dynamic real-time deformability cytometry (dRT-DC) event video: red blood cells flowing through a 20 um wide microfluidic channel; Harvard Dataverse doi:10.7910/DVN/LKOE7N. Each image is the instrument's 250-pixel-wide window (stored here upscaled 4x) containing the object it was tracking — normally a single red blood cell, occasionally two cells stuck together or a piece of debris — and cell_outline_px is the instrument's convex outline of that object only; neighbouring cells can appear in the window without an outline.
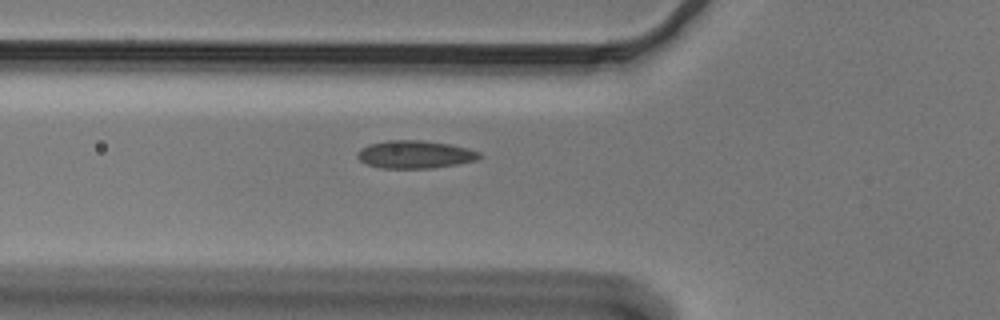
{"species": "Egyptian fruit bat (a non-hibernating species)", "species_latin": "Rousettus aegyptiacus", "temperature_condition": "cold", "stored_images_in_passage": 37, "camera_frame_rate_fps": 3000, "um_per_image_px": 0.085, "animal": {"sex": "male"}, "frame": {"image": 1, "passage_image": 2, "time_ms": 0.333, "image_size_px": [1000, 320], "cell_outline_px": [[484, 156], [476, 160], [456, 164], [432, 168], [380, 168], [368, 164], [360, 160], [356, 156], [356, 152], [360, 148], [368, 144], [388, 140], [420, 140], [448, 144], [468, 148], [480, 152]], "centroid_in_image_um": [35.26, 13.12], "position_along_channel_um": 90.5, "area_um2": 19.83}}
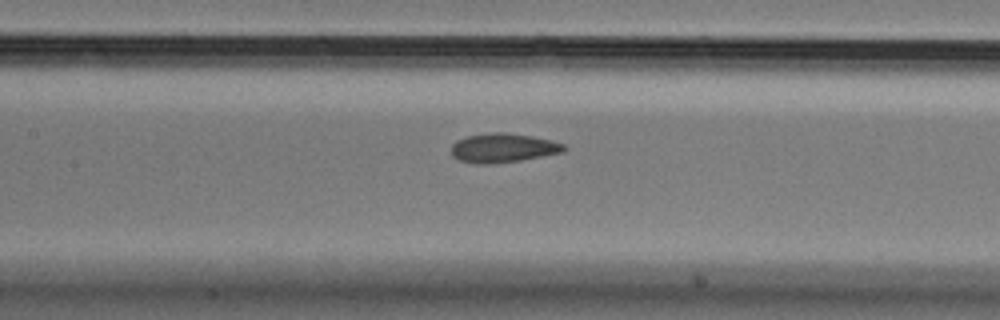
{"frame": {"image": 2, "passage_image": 8, "time_ms": 2.333, "image_size_px": [1000, 320], "cell_outline_px": [[568, 148], [564, 152], [520, 160], [492, 164], [476, 164], [456, 160], [452, 156], [452, 144], [456, 140], [468, 136], [488, 132], [504, 132], [532, 136], [552, 140], [564, 144]], "centroid_in_image_um": [42.75, 12.57], "position_along_channel_um": 164.7, "area_um2": 19.36}}
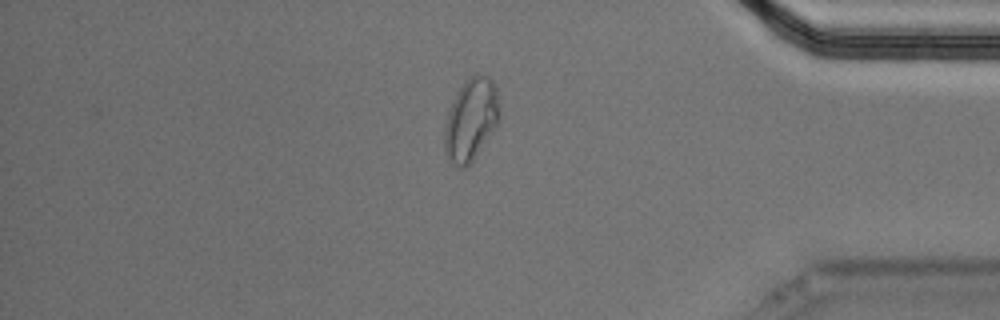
{"frame": {"image": 3, "passage_image": 29, "time_ms": 9.333, "image_size_px": [1000, 320], "cell_outline_px": [[500, 120], [472, 160], [464, 168], [460, 168], [448, 164], [444, 152], [444, 128], [448, 112], [456, 92], [468, 76], [476, 72], [488, 76], [492, 80], [496, 88], [500, 112]], "centroid_in_image_um": [40.0, 10.15], "position_along_channel_um": 395.2, "area_um2": 26.7}}